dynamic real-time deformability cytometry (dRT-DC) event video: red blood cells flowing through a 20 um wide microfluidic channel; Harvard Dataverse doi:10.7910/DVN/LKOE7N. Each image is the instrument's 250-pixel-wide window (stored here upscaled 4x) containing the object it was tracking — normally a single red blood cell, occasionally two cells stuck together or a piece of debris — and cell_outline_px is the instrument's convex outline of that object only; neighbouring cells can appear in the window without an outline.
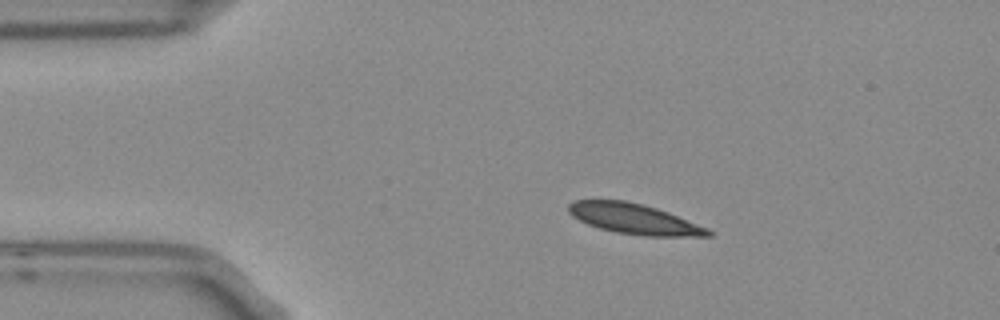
{"species": "Egyptian fruit bat (a non-hibernating species)", "species_latin": "Rousettus aegyptiacus", "temperature_condition": "room temperature", "stored_images_in_passage": 4, "camera_frame_rate_fps": 3000, "um_per_image_px": 0.085, "frame": {"image": 1, "passage_image": 1, "time_ms": 0.0, "image_size_px": [1000, 320], "cell_outline_px": [[712, 236], [644, 236], [616, 232], [600, 228], [588, 224], [572, 216], [568, 212], [568, 204], [576, 200], [624, 200], [656, 208], [668, 212], [708, 228], [712, 232]], "centroid_in_image_um": [53.9, 18.61], "position_along_channel_um": 31.1, "area_um2": 24.45}}
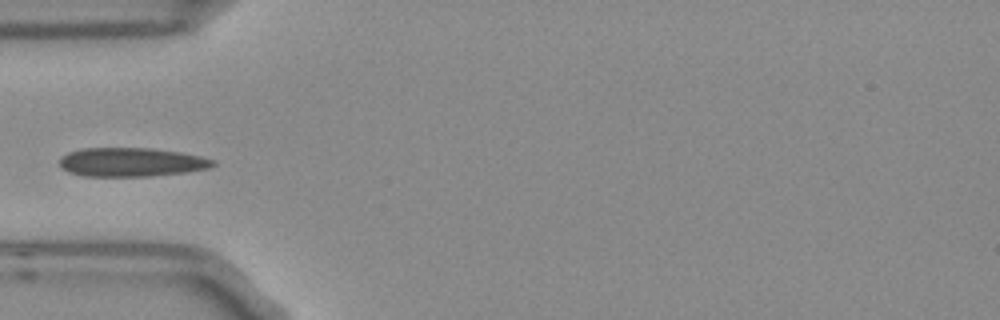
{"frame": {"image": 2, "passage_image": 3, "time_ms": 0.667, "image_size_px": [1000, 320], "cell_outline_px": [[216, 164], [212, 168], [188, 172], [152, 176], [84, 176], [68, 172], [60, 168], [60, 156], [68, 152], [80, 148], [152, 148], [180, 152], [200, 156], [216, 160]], "centroid_in_image_um": [11.18, 13.78], "position_along_channel_um": 73.8, "area_um2": 26.18}}